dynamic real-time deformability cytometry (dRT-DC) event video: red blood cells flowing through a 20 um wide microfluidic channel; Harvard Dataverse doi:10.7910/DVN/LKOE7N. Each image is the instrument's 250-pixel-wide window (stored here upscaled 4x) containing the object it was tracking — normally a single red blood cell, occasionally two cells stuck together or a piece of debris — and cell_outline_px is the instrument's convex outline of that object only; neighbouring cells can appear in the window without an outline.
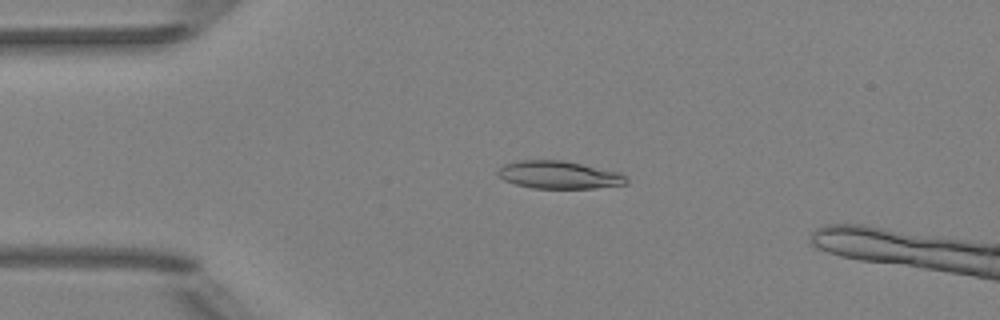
{"species": "Egyptian fruit bat (a non-hibernating species)", "species_latin": "Rousettus aegyptiacus", "temperature_condition": "room temperature", "stored_images_in_passage": 5, "camera_frame_rate_fps": 3000, "um_per_image_px": 0.085, "animal": {"sex": "female"}, "frame": {"image": 1, "passage_image": 4, "time_ms": 3.667, "image_size_px": [1000, 320], "cell_outline_px": [[628, 184], [596, 188], [532, 188], [516, 184], [504, 180], [496, 172], [504, 164], [520, 160], [560, 160], [620, 172], [628, 180]], "centroid_in_image_um": [47.52, 14.87], "position_along_channel_um": 37.5, "area_um2": 20.58}}